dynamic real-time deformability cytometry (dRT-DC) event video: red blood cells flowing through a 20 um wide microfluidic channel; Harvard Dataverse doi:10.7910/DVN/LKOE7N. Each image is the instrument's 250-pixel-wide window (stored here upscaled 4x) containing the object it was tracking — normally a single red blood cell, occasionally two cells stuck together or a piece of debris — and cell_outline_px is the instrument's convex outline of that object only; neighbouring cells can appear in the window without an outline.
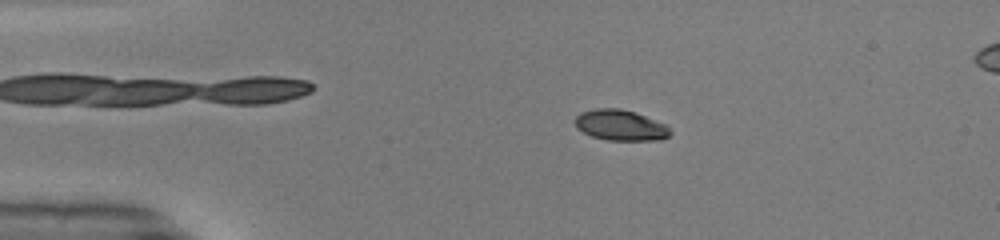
{"species": "common noctule bat (a hibernating species)", "species_latin": "Nyctalus noctula", "temperature_condition": "warm", "stored_images_in_passage": 50, "camera_frame_rate_fps": 3000, "um_per_image_px": 0.085, "animal": {"sex": "male", "body_mass_g": 19.0, "forearm_length_mm": 50.8}, "frame": {"image": 1, "passage_image": 11, "time_ms": 3.333, "image_size_px": [1000, 240], "cell_outline_px": [[672, 132], [668, 136], [660, 140], [608, 140], [592, 136], [576, 128], [576, 116], [580, 112], [596, 108], [620, 108], [636, 112], [664, 124]], "centroid_in_image_um": [52.73, 10.63], "position_along_channel_um": 32.3, "area_um2": 16.94}}
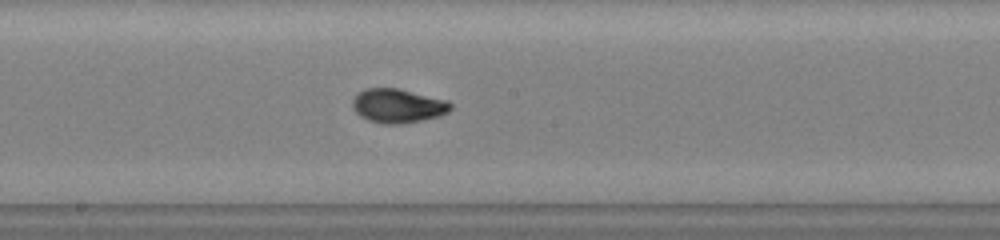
{"frame": {"image": 2, "passage_image": 28, "time_ms": 9.0, "image_size_px": [1000, 240], "cell_outline_px": [[452, 108], [448, 112], [440, 116], [420, 120], [396, 124], [384, 124], [368, 120], [360, 116], [352, 108], [352, 100], [364, 88], [400, 88], [448, 100], [452, 104]], "centroid_in_image_um": [33.83, 8.98], "position_along_channel_um": 214.4, "area_um2": 19.54}}
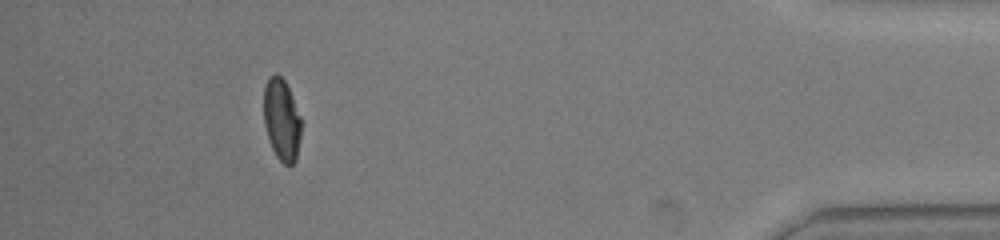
{"frame": {"image": 3, "passage_image": 46, "time_ms": 15.0, "image_size_px": [1000, 240], "cell_outline_px": [[300, 136], [296, 160], [292, 164], [284, 164], [276, 156], [272, 148], [264, 124], [264, 88], [268, 76], [276, 72], [284, 80], [288, 88], [300, 116]], "centroid_in_image_um": [23.92, 10.15], "position_along_channel_um": 411.3, "area_um2": 17.63}, "authors_computed_cell_mechanics": {"area_um2": 17.9469, "velocity_mm_per_s": 4.1621, "shape_relaxation_time_tau1_ms": 2.3722, "shape_relaxation_time_tau2_ms": 1.0634, "deformation_change_tau1": 0.1758, "deformation_change_tau2": 0.0539}}